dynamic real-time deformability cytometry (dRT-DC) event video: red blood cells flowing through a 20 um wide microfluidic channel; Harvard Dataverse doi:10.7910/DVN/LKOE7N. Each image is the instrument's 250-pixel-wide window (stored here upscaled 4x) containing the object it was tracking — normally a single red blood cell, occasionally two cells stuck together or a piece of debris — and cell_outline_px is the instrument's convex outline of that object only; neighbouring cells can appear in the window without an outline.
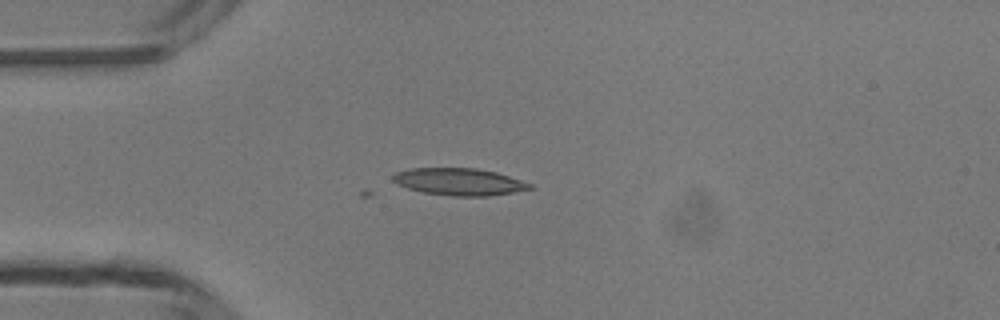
{"species": "common noctule bat (a hibernating species)", "species_latin": "Nyctalus noctula", "temperature_condition": "room temperature", "stored_images_in_passage": 9, "camera_frame_rate_fps": 3000, "um_per_image_px": 0.085, "animal": {"sex": "male", "body_mass_g": 13.3}, "frame": {"image": 1, "passage_image": 1, "time_ms": 0.0, "image_size_px": [1000, 320], "cell_outline_px": [[532, 188], [512, 192], [488, 196], [452, 196], [424, 192], [408, 188], [396, 184], [392, 180], [392, 176], [396, 172], [408, 168], [476, 168], [496, 172], [532, 184]], "centroid_in_image_um": [38.98, 15.44], "position_along_channel_um": 46.0, "area_um2": 21.5}}
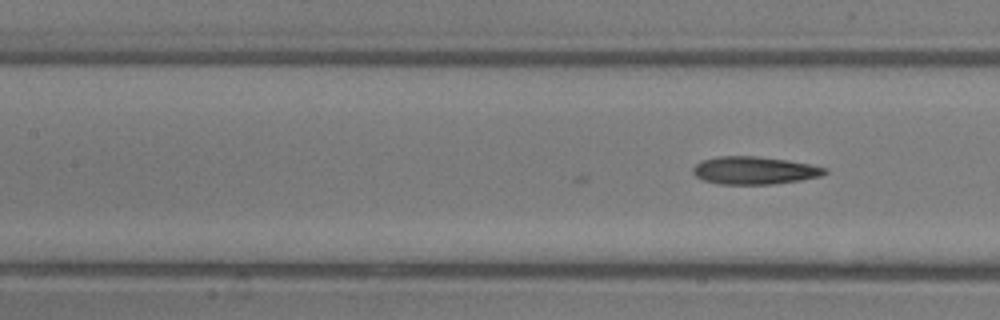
{"frame": {"image": 2, "passage_image": 9, "time_ms": 2.667, "image_size_px": [1000, 320], "cell_outline_px": [[828, 172], [820, 176], [800, 180], [772, 184], [716, 184], [704, 180], [696, 176], [692, 172], [692, 168], [700, 160], [716, 156], [756, 156], [788, 160], [828, 168]], "centroid_in_image_um": [64.09, 14.48], "position_along_channel_um": 143.3, "area_um2": 21.39}}